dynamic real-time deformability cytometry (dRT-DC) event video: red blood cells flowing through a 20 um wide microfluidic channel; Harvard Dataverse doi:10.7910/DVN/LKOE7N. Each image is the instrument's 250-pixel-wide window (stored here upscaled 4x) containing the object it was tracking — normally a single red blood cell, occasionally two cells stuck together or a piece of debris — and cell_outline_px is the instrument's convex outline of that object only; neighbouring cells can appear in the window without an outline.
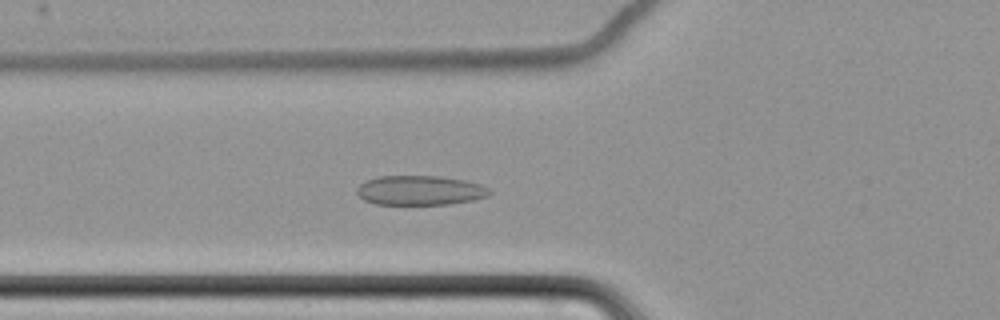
{"species": "common noctule bat (a hibernating species)", "species_latin": "Nyctalus noctula", "temperature_condition": "cold", "stored_images_in_passage": 47, "camera_frame_rate_fps": 3000, "um_per_image_px": 0.085, "animal": {"sex": "female", "body_mass_g": 22.7, "forearm_length_mm": 54.2}, "frame": {"image": 1, "passage_image": 9, "time_ms": 2.667, "image_size_px": [1000, 320], "cell_outline_px": [[492, 192], [488, 196], [472, 200], [448, 204], [376, 204], [364, 200], [356, 192], [356, 188], [360, 184], [368, 180], [380, 176], [440, 176], [464, 180], [480, 184], [488, 188]], "centroid_in_image_um": [35.7, 16.18], "position_along_channel_um": 90.1, "area_um2": 22.72}}
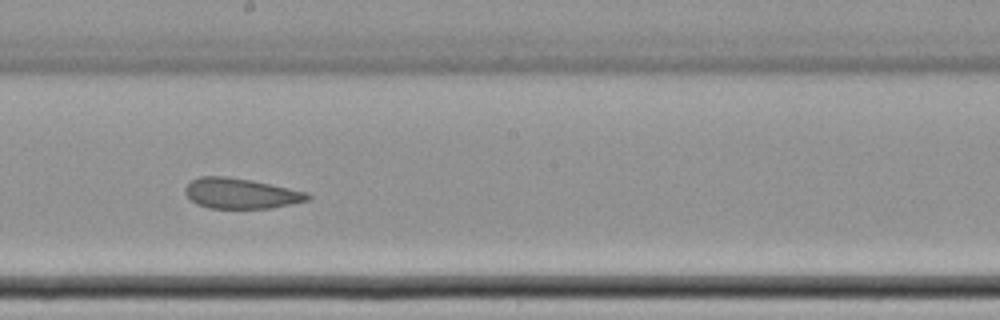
{"frame": {"image": 2, "passage_image": 21, "time_ms": 6.667, "image_size_px": [1000, 320], "cell_outline_px": [[312, 196], [308, 200], [292, 204], [272, 208], [208, 208], [196, 204], [184, 192], [184, 188], [192, 180], [200, 176], [224, 176], [248, 180], [308, 192]], "centroid_in_image_um": [20.46, 16.45], "position_along_channel_um": 227.7, "area_um2": 21.5}}
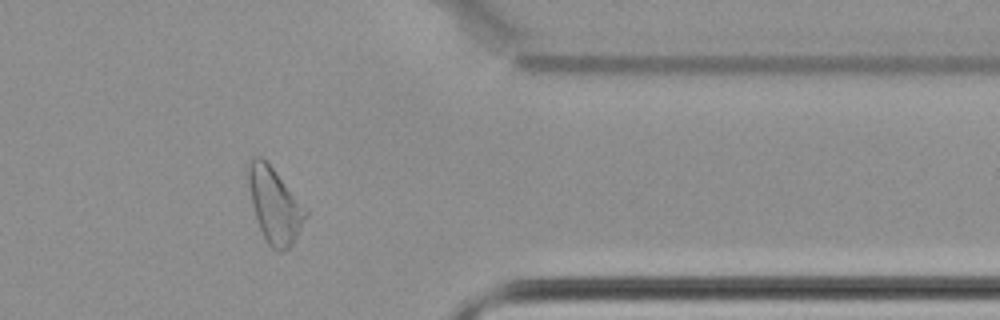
{"frame": {"image": 3, "passage_image": 36, "time_ms": 11.667, "image_size_px": [1000, 320], "cell_outline_px": [[308, 216], [292, 244], [288, 248], [280, 252], [276, 252], [268, 244], [260, 228], [252, 204], [244, 168], [252, 156], [260, 156], [272, 168], [308, 208]], "centroid_in_image_um": [23.33, 17.41], "position_along_channel_um": 388.1, "area_um2": 25.32}, "authors_computed_cell_mechanics": {"area_um2": 23.2934, "velocity_mm_per_s": 3.4483, "shape_relaxation_time_tau1_ms": null, "shape_relaxation_time_tau2_ms": 2.2831, "deformation_change_tau1": null, "deformation_change_tau2": 0.0953}}